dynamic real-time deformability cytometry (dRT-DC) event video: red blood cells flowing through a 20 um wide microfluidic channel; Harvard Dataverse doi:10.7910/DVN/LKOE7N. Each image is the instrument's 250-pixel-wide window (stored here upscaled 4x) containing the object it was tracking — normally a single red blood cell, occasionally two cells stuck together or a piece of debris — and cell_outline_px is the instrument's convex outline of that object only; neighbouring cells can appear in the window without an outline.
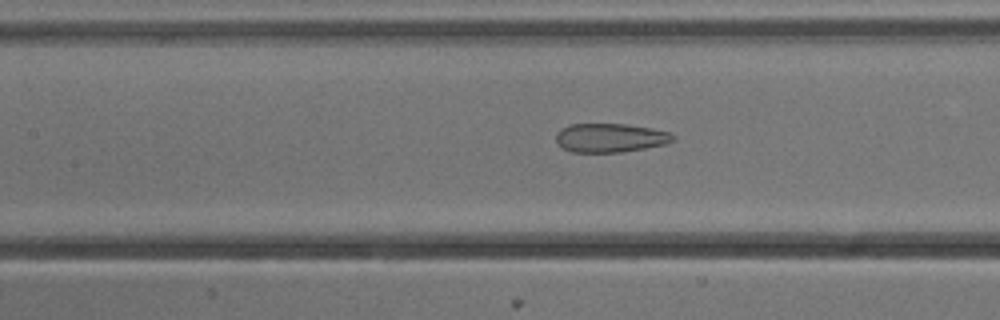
{"species": "common noctule bat (a hibernating species)", "species_latin": "Nyctalus noctula", "temperature_condition": "cold", "stored_images_in_passage": 16, "camera_frame_rate_fps": 3000, "um_per_image_px": 0.085, "animal": {"sex": "male", "body_mass_g": 13.3}, "frame": {"image": 1, "passage_image": 10, "time_ms": 3.0, "image_size_px": [1000, 320], "cell_outline_px": [[676, 140], [664, 144], [644, 148], [620, 152], [572, 152], [556, 144], [556, 132], [560, 128], [568, 124], [624, 124], [652, 128], [668, 132], [676, 136]], "centroid_in_image_um": [51.84, 11.71], "position_along_channel_um": 155.6, "area_um2": 19.77}}
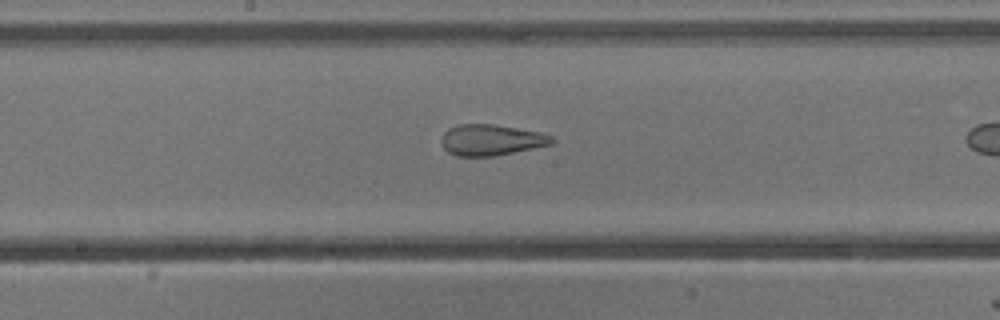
{"frame": {"image": 2, "passage_image": 14, "time_ms": 4.333, "image_size_px": [1000, 320], "cell_outline_px": [[556, 140], [552, 144], [496, 156], [456, 156], [448, 152], [440, 144], [440, 140], [444, 132], [448, 128], [456, 124], [492, 124], [540, 132], [552, 136]], "centroid_in_image_um": [41.72, 11.9], "position_along_channel_um": 206.5, "area_um2": 20.11}}